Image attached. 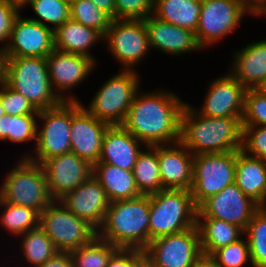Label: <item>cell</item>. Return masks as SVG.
<instances>
[{
    "mask_svg": "<svg viewBox=\"0 0 266 267\" xmlns=\"http://www.w3.org/2000/svg\"><path fill=\"white\" fill-rule=\"evenodd\" d=\"M174 92L138 91L122 127L146 146L170 145L180 140V119L186 102Z\"/></svg>",
    "mask_w": 266,
    "mask_h": 267,
    "instance_id": "obj_1",
    "label": "cell"
},
{
    "mask_svg": "<svg viewBox=\"0 0 266 267\" xmlns=\"http://www.w3.org/2000/svg\"><path fill=\"white\" fill-rule=\"evenodd\" d=\"M186 103L180 119V140L193 155L242 149V117H205Z\"/></svg>",
    "mask_w": 266,
    "mask_h": 267,
    "instance_id": "obj_2",
    "label": "cell"
},
{
    "mask_svg": "<svg viewBox=\"0 0 266 267\" xmlns=\"http://www.w3.org/2000/svg\"><path fill=\"white\" fill-rule=\"evenodd\" d=\"M149 195L109 203L97 236L117 248L144 250L149 244Z\"/></svg>",
    "mask_w": 266,
    "mask_h": 267,
    "instance_id": "obj_3",
    "label": "cell"
},
{
    "mask_svg": "<svg viewBox=\"0 0 266 267\" xmlns=\"http://www.w3.org/2000/svg\"><path fill=\"white\" fill-rule=\"evenodd\" d=\"M149 203V243L196 226L198 207L190 190L164 189L150 194Z\"/></svg>",
    "mask_w": 266,
    "mask_h": 267,
    "instance_id": "obj_4",
    "label": "cell"
},
{
    "mask_svg": "<svg viewBox=\"0 0 266 267\" xmlns=\"http://www.w3.org/2000/svg\"><path fill=\"white\" fill-rule=\"evenodd\" d=\"M5 83L25 96L38 111L63 102L51 86L46 57H7Z\"/></svg>",
    "mask_w": 266,
    "mask_h": 267,
    "instance_id": "obj_5",
    "label": "cell"
},
{
    "mask_svg": "<svg viewBox=\"0 0 266 267\" xmlns=\"http://www.w3.org/2000/svg\"><path fill=\"white\" fill-rule=\"evenodd\" d=\"M136 70H120L110 77L93 96L86 108L93 116L109 126H121L140 90V77Z\"/></svg>",
    "mask_w": 266,
    "mask_h": 267,
    "instance_id": "obj_6",
    "label": "cell"
},
{
    "mask_svg": "<svg viewBox=\"0 0 266 267\" xmlns=\"http://www.w3.org/2000/svg\"><path fill=\"white\" fill-rule=\"evenodd\" d=\"M0 199L41 213L53 201L42 166L22 156L6 175L0 187Z\"/></svg>",
    "mask_w": 266,
    "mask_h": 267,
    "instance_id": "obj_7",
    "label": "cell"
},
{
    "mask_svg": "<svg viewBox=\"0 0 266 267\" xmlns=\"http://www.w3.org/2000/svg\"><path fill=\"white\" fill-rule=\"evenodd\" d=\"M38 119L43 126L37 125L35 155L28 152L24 158L41 164L46 159L71 152L72 101L39 111Z\"/></svg>",
    "mask_w": 266,
    "mask_h": 267,
    "instance_id": "obj_8",
    "label": "cell"
},
{
    "mask_svg": "<svg viewBox=\"0 0 266 267\" xmlns=\"http://www.w3.org/2000/svg\"><path fill=\"white\" fill-rule=\"evenodd\" d=\"M39 226L55 248L62 252H71L97 236V231L92 226L74 215L59 200H53L40 213Z\"/></svg>",
    "mask_w": 266,
    "mask_h": 267,
    "instance_id": "obj_9",
    "label": "cell"
},
{
    "mask_svg": "<svg viewBox=\"0 0 266 267\" xmlns=\"http://www.w3.org/2000/svg\"><path fill=\"white\" fill-rule=\"evenodd\" d=\"M237 151L194 155L191 195L198 207L235 183Z\"/></svg>",
    "mask_w": 266,
    "mask_h": 267,
    "instance_id": "obj_10",
    "label": "cell"
},
{
    "mask_svg": "<svg viewBox=\"0 0 266 267\" xmlns=\"http://www.w3.org/2000/svg\"><path fill=\"white\" fill-rule=\"evenodd\" d=\"M245 14L253 15L241 0H202L195 31L199 46L207 48L235 32Z\"/></svg>",
    "mask_w": 266,
    "mask_h": 267,
    "instance_id": "obj_11",
    "label": "cell"
},
{
    "mask_svg": "<svg viewBox=\"0 0 266 267\" xmlns=\"http://www.w3.org/2000/svg\"><path fill=\"white\" fill-rule=\"evenodd\" d=\"M103 40L124 70H136L134 66L150 52L144 20L112 19Z\"/></svg>",
    "mask_w": 266,
    "mask_h": 267,
    "instance_id": "obj_12",
    "label": "cell"
},
{
    "mask_svg": "<svg viewBox=\"0 0 266 267\" xmlns=\"http://www.w3.org/2000/svg\"><path fill=\"white\" fill-rule=\"evenodd\" d=\"M143 251L153 267H191L202 254L198 228L155 238Z\"/></svg>",
    "mask_w": 266,
    "mask_h": 267,
    "instance_id": "obj_13",
    "label": "cell"
},
{
    "mask_svg": "<svg viewBox=\"0 0 266 267\" xmlns=\"http://www.w3.org/2000/svg\"><path fill=\"white\" fill-rule=\"evenodd\" d=\"M261 208L234 183L208 197L199 206L197 217H210L234 224L245 231L253 215Z\"/></svg>",
    "mask_w": 266,
    "mask_h": 267,
    "instance_id": "obj_14",
    "label": "cell"
},
{
    "mask_svg": "<svg viewBox=\"0 0 266 267\" xmlns=\"http://www.w3.org/2000/svg\"><path fill=\"white\" fill-rule=\"evenodd\" d=\"M40 165L52 200H60L93 174V165L73 152L46 159Z\"/></svg>",
    "mask_w": 266,
    "mask_h": 267,
    "instance_id": "obj_15",
    "label": "cell"
},
{
    "mask_svg": "<svg viewBox=\"0 0 266 267\" xmlns=\"http://www.w3.org/2000/svg\"><path fill=\"white\" fill-rule=\"evenodd\" d=\"M46 62L51 86L63 102L79 101L75 96H66V92L84 82L98 65L86 56L56 49L46 56Z\"/></svg>",
    "mask_w": 266,
    "mask_h": 267,
    "instance_id": "obj_16",
    "label": "cell"
},
{
    "mask_svg": "<svg viewBox=\"0 0 266 267\" xmlns=\"http://www.w3.org/2000/svg\"><path fill=\"white\" fill-rule=\"evenodd\" d=\"M54 50V30L20 13L14 19L8 45L7 57H42Z\"/></svg>",
    "mask_w": 266,
    "mask_h": 267,
    "instance_id": "obj_17",
    "label": "cell"
},
{
    "mask_svg": "<svg viewBox=\"0 0 266 267\" xmlns=\"http://www.w3.org/2000/svg\"><path fill=\"white\" fill-rule=\"evenodd\" d=\"M108 127L107 123L91 115L81 101H72L71 152L91 165L98 163Z\"/></svg>",
    "mask_w": 266,
    "mask_h": 267,
    "instance_id": "obj_18",
    "label": "cell"
},
{
    "mask_svg": "<svg viewBox=\"0 0 266 267\" xmlns=\"http://www.w3.org/2000/svg\"><path fill=\"white\" fill-rule=\"evenodd\" d=\"M203 107L197 112L205 117H243L247 89L229 72L208 86Z\"/></svg>",
    "mask_w": 266,
    "mask_h": 267,
    "instance_id": "obj_19",
    "label": "cell"
},
{
    "mask_svg": "<svg viewBox=\"0 0 266 267\" xmlns=\"http://www.w3.org/2000/svg\"><path fill=\"white\" fill-rule=\"evenodd\" d=\"M59 201L96 231L103 224L110 203L105 190L93 176Z\"/></svg>",
    "mask_w": 266,
    "mask_h": 267,
    "instance_id": "obj_20",
    "label": "cell"
},
{
    "mask_svg": "<svg viewBox=\"0 0 266 267\" xmlns=\"http://www.w3.org/2000/svg\"><path fill=\"white\" fill-rule=\"evenodd\" d=\"M158 160L163 189L191 190L194 155L185 146L158 145Z\"/></svg>",
    "mask_w": 266,
    "mask_h": 267,
    "instance_id": "obj_21",
    "label": "cell"
},
{
    "mask_svg": "<svg viewBox=\"0 0 266 267\" xmlns=\"http://www.w3.org/2000/svg\"><path fill=\"white\" fill-rule=\"evenodd\" d=\"M144 23L148 32L150 49L154 48L169 55H183L201 50L195 32L161 21L153 15L148 16Z\"/></svg>",
    "mask_w": 266,
    "mask_h": 267,
    "instance_id": "obj_22",
    "label": "cell"
},
{
    "mask_svg": "<svg viewBox=\"0 0 266 267\" xmlns=\"http://www.w3.org/2000/svg\"><path fill=\"white\" fill-rule=\"evenodd\" d=\"M142 146L146 147L122 126H109L105 131L98 163L132 171L139 154L144 150Z\"/></svg>",
    "mask_w": 266,
    "mask_h": 267,
    "instance_id": "obj_23",
    "label": "cell"
},
{
    "mask_svg": "<svg viewBox=\"0 0 266 267\" xmlns=\"http://www.w3.org/2000/svg\"><path fill=\"white\" fill-rule=\"evenodd\" d=\"M245 46L233 54L229 71L246 89H258L266 78V39Z\"/></svg>",
    "mask_w": 266,
    "mask_h": 267,
    "instance_id": "obj_24",
    "label": "cell"
},
{
    "mask_svg": "<svg viewBox=\"0 0 266 267\" xmlns=\"http://www.w3.org/2000/svg\"><path fill=\"white\" fill-rule=\"evenodd\" d=\"M235 184L262 207L266 203V161L238 150Z\"/></svg>",
    "mask_w": 266,
    "mask_h": 267,
    "instance_id": "obj_25",
    "label": "cell"
},
{
    "mask_svg": "<svg viewBox=\"0 0 266 267\" xmlns=\"http://www.w3.org/2000/svg\"><path fill=\"white\" fill-rule=\"evenodd\" d=\"M103 35L94 28L68 19L54 30V49L62 52L86 56L95 63L90 48L103 40Z\"/></svg>",
    "mask_w": 266,
    "mask_h": 267,
    "instance_id": "obj_26",
    "label": "cell"
},
{
    "mask_svg": "<svg viewBox=\"0 0 266 267\" xmlns=\"http://www.w3.org/2000/svg\"><path fill=\"white\" fill-rule=\"evenodd\" d=\"M92 176L101 184L110 202L142 195L137 188L132 171L107 163H96L93 165Z\"/></svg>",
    "mask_w": 266,
    "mask_h": 267,
    "instance_id": "obj_27",
    "label": "cell"
},
{
    "mask_svg": "<svg viewBox=\"0 0 266 267\" xmlns=\"http://www.w3.org/2000/svg\"><path fill=\"white\" fill-rule=\"evenodd\" d=\"M202 254L212 255L221 247L239 240L244 231L231 223L210 217H197Z\"/></svg>",
    "mask_w": 266,
    "mask_h": 267,
    "instance_id": "obj_28",
    "label": "cell"
},
{
    "mask_svg": "<svg viewBox=\"0 0 266 267\" xmlns=\"http://www.w3.org/2000/svg\"><path fill=\"white\" fill-rule=\"evenodd\" d=\"M202 0H154L152 15L175 26L196 31Z\"/></svg>",
    "mask_w": 266,
    "mask_h": 267,
    "instance_id": "obj_29",
    "label": "cell"
},
{
    "mask_svg": "<svg viewBox=\"0 0 266 267\" xmlns=\"http://www.w3.org/2000/svg\"><path fill=\"white\" fill-rule=\"evenodd\" d=\"M133 167V175L139 192L150 195L164 190L161 183L158 145L146 146Z\"/></svg>",
    "mask_w": 266,
    "mask_h": 267,
    "instance_id": "obj_30",
    "label": "cell"
},
{
    "mask_svg": "<svg viewBox=\"0 0 266 267\" xmlns=\"http://www.w3.org/2000/svg\"><path fill=\"white\" fill-rule=\"evenodd\" d=\"M39 114L8 115L0 117V141L24 143L37 141Z\"/></svg>",
    "mask_w": 266,
    "mask_h": 267,
    "instance_id": "obj_31",
    "label": "cell"
},
{
    "mask_svg": "<svg viewBox=\"0 0 266 267\" xmlns=\"http://www.w3.org/2000/svg\"><path fill=\"white\" fill-rule=\"evenodd\" d=\"M4 208L0 215V224L7 232L20 236L29 230L39 227L40 213L30 207L12 205L0 199Z\"/></svg>",
    "mask_w": 266,
    "mask_h": 267,
    "instance_id": "obj_32",
    "label": "cell"
},
{
    "mask_svg": "<svg viewBox=\"0 0 266 267\" xmlns=\"http://www.w3.org/2000/svg\"><path fill=\"white\" fill-rule=\"evenodd\" d=\"M18 237H22L20 244L22 255L33 267L44 264L58 252L51 239L40 226Z\"/></svg>",
    "mask_w": 266,
    "mask_h": 267,
    "instance_id": "obj_33",
    "label": "cell"
},
{
    "mask_svg": "<svg viewBox=\"0 0 266 267\" xmlns=\"http://www.w3.org/2000/svg\"><path fill=\"white\" fill-rule=\"evenodd\" d=\"M118 248L95 236L88 244L70 252L74 267H106Z\"/></svg>",
    "mask_w": 266,
    "mask_h": 267,
    "instance_id": "obj_34",
    "label": "cell"
},
{
    "mask_svg": "<svg viewBox=\"0 0 266 267\" xmlns=\"http://www.w3.org/2000/svg\"><path fill=\"white\" fill-rule=\"evenodd\" d=\"M247 237L252 267H266V211L261 207L248 223Z\"/></svg>",
    "mask_w": 266,
    "mask_h": 267,
    "instance_id": "obj_35",
    "label": "cell"
},
{
    "mask_svg": "<svg viewBox=\"0 0 266 267\" xmlns=\"http://www.w3.org/2000/svg\"><path fill=\"white\" fill-rule=\"evenodd\" d=\"M28 4L38 17H31L30 19L47 27L53 26V30L70 19V3L64 0H24L21 3V9L26 5L28 6ZM47 23H49L50 26H48Z\"/></svg>",
    "mask_w": 266,
    "mask_h": 267,
    "instance_id": "obj_36",
    "label": "cell"
},
{
    "mask_svg": "<svg viewBox=\"0 0 266 267\" xmlns=\"http://www.w3.org/2000/svg\"><path fill=\"white\" fill-rule=\"evenodd\" d=\"M70 19L94 28L103 36L112 21L108 14L100 10L90 0H72L70 2Z\"/></svg>",
    "mask_w": 266,
    "mask_h": 267,
    "instance_id": "obj_37",
    "label": "cell"
},
{
    "mask_svg": "<svg viewBox=\"0 0 266 267\" xmlns=\"http://www.w3.org/2000/svg\"><path fill=\"white\" fill-rule=\"evenodd\" d=\"M245 240L241 237L239 240L219 248L211 256L220 267H243L248 262L252 265L247 238Z\"/></svg>",
    "mask_w": 266,
    "mask_h": 267,
    "instance_id": "obj_38",
    "label": "cell"
},
{
    "mask_svg": "<svg viewBox=\"0 0 266 267\" xmlns=\"http://www.w3.org/2000/svg\"><path fill=\"white\" fill-rule=\"evenodd\" d=\"M241 125L266 126V95L259 89H247Z\"/></svg>",
    "mask_w": 266,
    "mask_h": 267,
    "instance_id": "obj_39",
    "label": "cell"
},
{
    "mask_svg": "<svg viewBox=\"0 0 266 267\" xmlns=\"http://www.w3.org/2000/svg\"><path fill=\"white\" fill-rule=\"evenodd\" d=\"M0 100L8 115L39 114V111L25 96L10 88L6 83L0 86Z\"/></svg>",
    "mask_w": 266,
    "mask_h": 267,
    "instance_id": "obj_40",
    "label": "cell"
},
{
    "mask_svg": "<svg viewBox=\"0 0 266 267\" xmlns=\"http://www.w3.org/2000/svg\"><path fill=\"white\" fill-rule=\"evenodd\" d=\"M241 150L266 161V126H242Z\"/></svg>",
    "mask_w": 266,
    "mask_h": 267,
    "instance_id": "obj_41",
    "label": "cell"
},
{
    "mask_svg": "<svg viewBox=\"0 0 266 267\" xmlns=\"http://www.w3.org/2000/svg\"><path fill=\"white\" fill-rule=\"evenodd\" d=\"M115 19L145 20L153 13L154 0H114Z\"/></svg>",
    "mask_w": 266,
    "mask_h": 267,
    "instance_id": "obj_42",
    "label": "cell"
},
{
    "mask_svg": "<svg viewBox=\"0 0 266 267\" xmlns=\"http://www.w3.org/2000/svg\"><path fill=\"white\" fill-rule=\"evenodd\" d=\"M20 10V2L16 0H0V43H6L1 47L4 50L9 42L14 19L20 13Z\"/></svg>",
    "mask_w": 266,
    "mask_h": 267,
    "instance_id": "obj_43",
    "label": "cell"
},
{
    "mask_svg": "<svg viewBox=\"0 0 266 267\" xmlns=\"http://www.w3.org/2000/svg\"><path fill=\"white\" fill-rule=\"evenodd\" d=\"M143 257V250L118 248L109 258L106 267H134Z\"/></svg>",
    "mask_w": 266,
    "mask_h": 267,
    "instance_id": "obj_44",
    "label": "cell"
},
{
    "mask_svg": "<svg viewBox=\"0 0 266 267\" xmlns=\"http://www.w3.org/2000/svg\"><path fill=\"white\" fill-rule=\"evenodd\" d=\"M38 267H74V266L70 252L58 251L44 264Z\"/></svg>",
    "mask_w": 266,
    "mask_h": 267,
    "instance_id": "obj_45",
    "label": "cell"
},
{
    "mask_svg": "<svg viewBox=\"0 0 266 267\" xmlns=\"http://www.w3.org/2000/svg\"><path fill=\"white\" fill-rule=\"evenodd\" d=\"M241 2L253 13V16H259L266 9V0H241Z\"/></svg>",
    "mask_w": 266,
    "mask_h": 267,
    "instance_id": "obj_46",
    "label": "cell"
},
{
    "mask_svg": "<svg viewBox=\"0 0 266 267\" xmlns=\"http://www.w3.org/2000/svg\"><path fill=\"white\" fill-rule=\"evenodd\" d=\"M100 10L108 14L112 19H115V1L114 0H90Z\"/></svg>",
    "mask_w": 266,
    "mask_h": 267,
    "instance_id": "obj_47",
    "label": "cell"
},
{
    "mask_svg": "<svg viewBox=\"0 0 266 267\" xmlns=\"http://www.w3.org/2000/svg\"><path fill=\"white\" fill-rule=\"evenodd\" d=\"M191 267H220L211 255L201 254Z\"/></svg>",
    "mask_w": 266,
    "mask_h": 267,
    "instance_id": "obj_48",
    "label": "cell"
},
{
    "mask_svg": "<svg viewBox=\"0 0 266 267\" xmlns=\"http://www.w3.org/2000/svg\"><path fill=\"white\" fill-rule=\"evenodd\" d=\"M134 267H153V266L145 257H143Z\"/></svg>",
    "mask_w": 266,
    "mask_h": 267,
    "instance_id": "obj_49",
    "label": "cell"
},
{
    "mask_svg": "<svg viewBox=\"0 0 266 267\" xmlns=\"http://www.w3.org/2000/svg\"><path fill=\"white\" fill-rule=\"evenodd\" d=\"M258 89L266 95V78L265 80L263 81V83L258 87Z\"/></svg>",
    "mask_w": 266,
    "mask_h": 267,
    "instance_id": "obj_50",
    "label": "cell"
},
{
    "mask_svg": "<svg viewBox=\"0 0 266 267\" xmlns=\"http://www.w3.org/2000/svg\"><path fill=\"white\" fill-rule=\"evenodd\" d=\"M6 114L3 106H2V103H1V100H0V117L4 116Z\"/></svg>",
    "mask_w": 266,
    "mask_h": 267,
    "instance_id": "obj_51",
    "label": "cell"
},
{
    "mask_svg": "<svg viewBox=\"0 0 266 267\" xmlns=\"http://www.w3.org/2000/svg\"><path fill=\"white\" fill-rule=\"evenodd\" d=\"M259 16H266V9Z\"/></svg>",
    "mask_w": 266,
    "mask_h": 267,
    "instance_id": "obj_52",
    "label": "cell"
},
{
    "mask_svg": "<svg viewBox=\"0 0 266 267\" xmlns=\"http://www.w3.org/2000/svg\"><path fill=\"white\" fill-rule=\"evenodd\" d=\"M262 208L266 211V203L262 206Z\"/></svg>",
    "mask_w": 266,
    "mask_h": 267,
    "instance_id": "obj_53",
    "label": "cell"
}]
</instances>
